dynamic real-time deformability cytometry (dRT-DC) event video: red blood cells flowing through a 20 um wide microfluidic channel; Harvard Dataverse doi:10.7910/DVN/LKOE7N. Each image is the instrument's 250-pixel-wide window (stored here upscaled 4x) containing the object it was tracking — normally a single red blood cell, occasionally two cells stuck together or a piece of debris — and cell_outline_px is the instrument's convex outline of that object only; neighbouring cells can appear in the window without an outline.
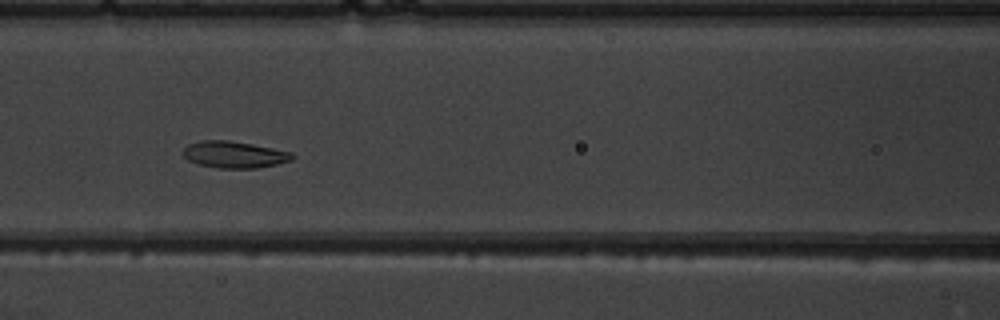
{"species": "common noctule bat (a hibernating species)", "species_latin": "Nyctalus noctula", "temperature_condition": "warm", "stored_images_in_passage": 9, "segment_of_instrument_passage": [1, 2], "camera_frame_rate_fps": 3000, "um_per_image_px": 0.085, "animal": {"sex": "male", "body_mass_g": 19.5, "forearm_length_mm": 54.6}, "frame": {"image": 1, "passage_image": 6, "time_ms": 6.0, "image_size_px": [1000, 320], "cell_outline_px": [[296, 156], [292, 160], [276, 164], [256, 168], [220, 168], [200, 164], [188, 160], [180, 152], [188, 144], [200, 140], [228, 140], [252, 144], [292, 152]], "centroid_in_image_um": [19.9, 13.13], "position_along_channel_um": 146.7, "area_um2": 16.99}}
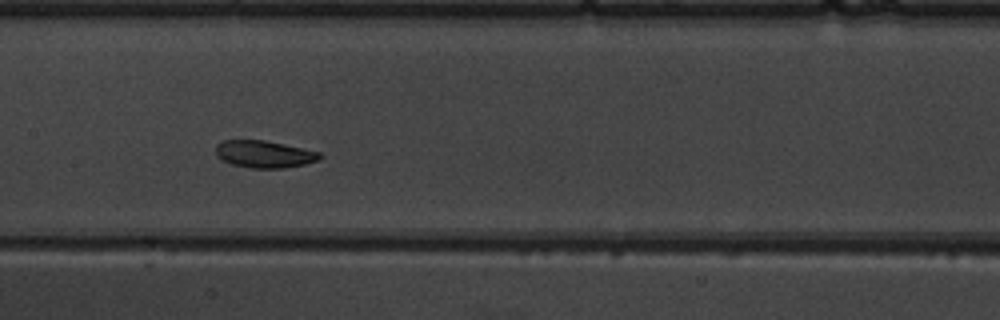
{"frame": {"image": 2, "passage_image": 7, "time_ms": 7.0, "image_size_px": [1000, 320], "cell_outline_px": [[324, 156], [320, 160], [304, 164], [284, 168], [252, 168], [232, 164], [220, 160], [216, 156], [216, 144], [224, 140], [264, 140], [320, 152]], "centroid_in_image_um": [22.45, 13.1], "position_along_channel_um": 184.9, "area_um2": 16.53}}
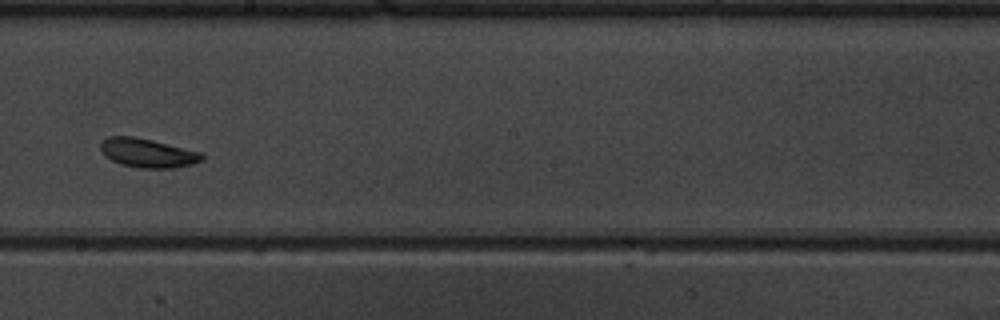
{"frame": {"image": 3, "passage_image": 8, "time_ms": 8.333, "image_size_px": [1000, 320], "cell_outline_px": [[204, 160], [192, 164], [176, 168], [140, 168], [120, 164], [104, 156], [100, 148], [100, 144], [108, 136], [132, 136], [152, 140], [200, 152], [204, 156]], "centroid_in_image_um": [12.54, 13.01], "position_along_channel_um": 235.7, "area_um2": 17.11}}